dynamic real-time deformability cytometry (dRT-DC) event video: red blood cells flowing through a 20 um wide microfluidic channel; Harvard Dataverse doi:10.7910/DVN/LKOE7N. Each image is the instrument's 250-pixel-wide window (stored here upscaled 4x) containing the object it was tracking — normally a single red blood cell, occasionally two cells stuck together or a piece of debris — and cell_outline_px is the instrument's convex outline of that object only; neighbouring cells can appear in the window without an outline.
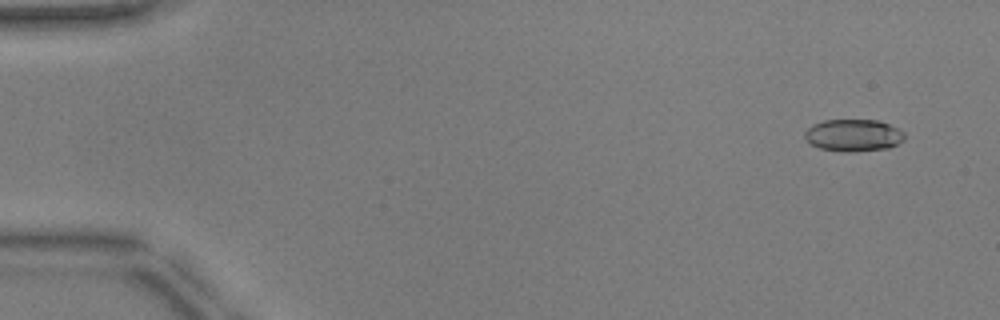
{"species": "common noctule bat (a hibernating species)", "species_latin": "Nyctalus noctula", "temperature_condition": "warm", "stored_images_in_passage": 53, "camera_frame_rate_fps": 3000, "um_per_image_px": 0.085, "animal": {"sex": "male", "body_mass_g": 17.9, "forearm_length_mm": 54.2}, "frame": {"image": 1, "passage_image": 4, "time_ms": 1.0, "image_size_px": [1000, 320], "cell_outline_px": [[904, 140], [888, 148], [848, 152], [844, 152], [820, 148], [812, 144], [804, 136], [804, 132], [812, 124], [824, 120], [880, 120], [904, 132]], "centroid_in_image_um": [72.53, 11.49], "position_along_channel_um": 12.5, "area_um2": 18.55}}
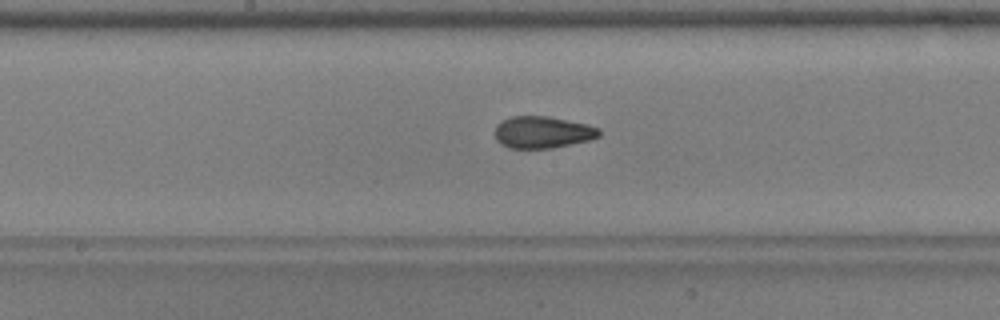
{"frame": {"image": 2, "passage_image": 28, "time_ms": 9.0, "image_size_px": [1000, 320], "cell_outline_px": [[600, 136], [588, 140], [552, 148], [508, 148], [500, 144], [496, 140], [496, 124], [512, 116], [548, 116], [588, 124], [600, 128]], "centroid_in_image_um": [46.12, 11.24], "position_along_channel_um": 202.1, "area_um2": 19.36}}
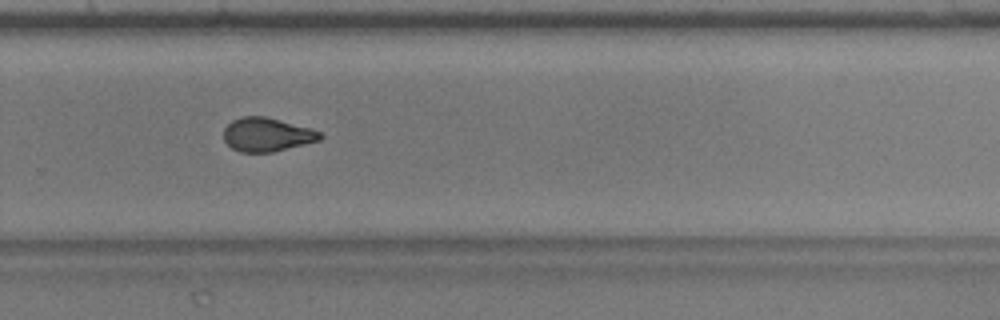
{"frame": {"image": 3, "passage_image": 36, "time_ms": 11.667, "image_size_px": [1000, 320], "cell_outline_px": [[324, 136], [320, 140], [272, 152], [240, 152], [232, 148], [224, 140], [224, 128], [232, 120], [244, 116], [264, 116], [312, 128], [320, 132]], "centroid_in_image_um": [22.69, 11.44], "position_along_channel_um": 307.1, "area_um2": 18.9}}